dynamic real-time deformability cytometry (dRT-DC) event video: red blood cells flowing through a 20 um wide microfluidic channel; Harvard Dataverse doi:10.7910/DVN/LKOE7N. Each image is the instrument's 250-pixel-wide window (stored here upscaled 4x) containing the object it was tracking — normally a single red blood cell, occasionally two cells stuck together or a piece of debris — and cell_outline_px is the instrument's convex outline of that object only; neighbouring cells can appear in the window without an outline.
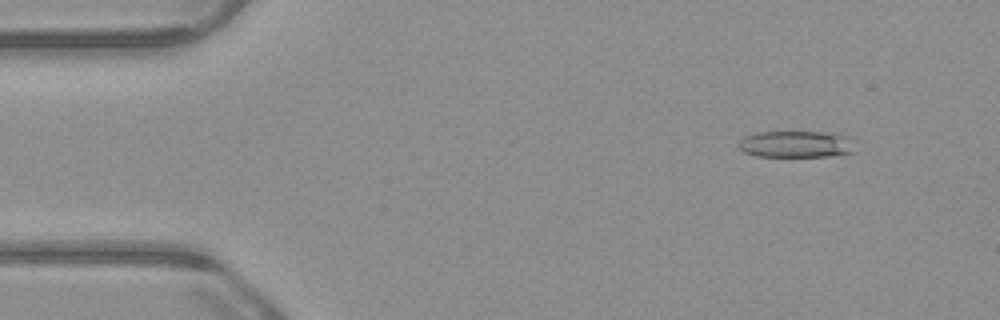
{"species": "common noctule bat (a hibernating species)", "species_latin": "Nyctalus noctula", "temperature_condition": "warm", "stored_images_in_passage": 54, "camera_frame_rate_fps": 3000, "um_per_image_px": 0.085, "animal": {"sex": "male", "body_mass_g": 23.1, "forearm_length_mm": 52.7}, "frame": {"image": 1, "passage_image": 6, "time_ms": 1.667, "image_size_px": [1000, 320], "cell_outline_px": [[852, 152], [828, 156], [756, 156], [744, 152], [740, 148], [740, 140], [744, 136], [756, 132], [836, 132]], "centroid_in_image_um": [67.46, 12.25], "position_along_channel_um": 17.5, "area_um2": 17.22}}
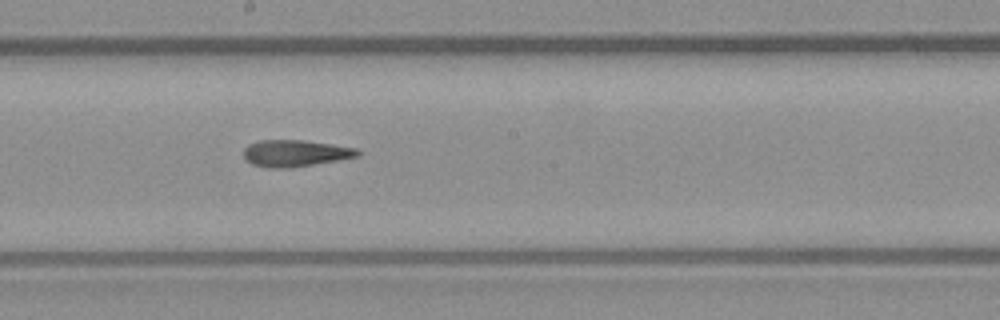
{"frame": {"image": 2, "passage_image": 29, "time_ms": 9.333, "image_size_px": [1000, 320], "cell_outline_px": [[360, 156], [292, 168], [268, 168], [252, 164], [244, 160], [244, 148], [248, 144], [260, 140], [304, 140], [332, 144], [356, 148], [360, 152]], "centroid_in_image_um": [25.07, 13.03], "position_along_channel_um": 223.1, "area_um2": 17.86}}
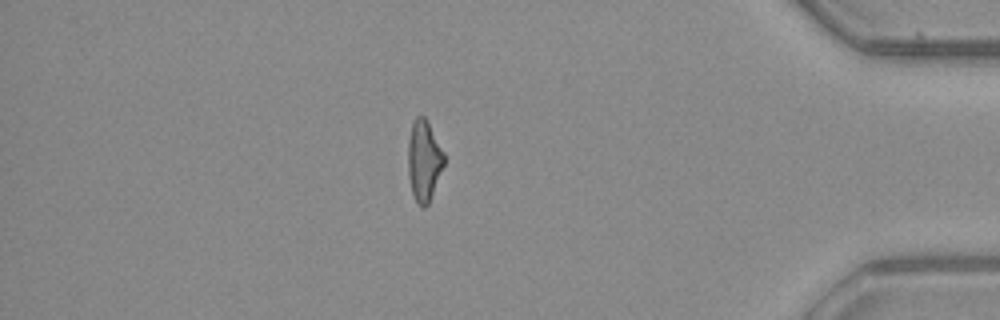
{"frame": {"image": 3, "passage_image": 46, "time_ms": 15.0, "image_size_px": [1000, 320], "cell_outline_px": [[444, 164], [428, 204], [424, 208], [420, 208], [416, 204], [412, 192], [408, 176], [408, 140], [412, 124], [416, 116], [424, 116], [428, 120], [444, 152]], "centroid_in_image_um": [36.02, 13.65], "position_along_channel_um": 399.2, "area_um2": 17.11}, "authors_computed_cell_mechanics": {"area_um2": 17.7446, "velocity_mm_per_s": 3.8748, "shape_relaxation_time_tau1_ms": null, "shape_relaxation_time_tau2_ms": 6.6098, "deformation_change_tau1": null, "deformation_change_tau2": 0.1815}}